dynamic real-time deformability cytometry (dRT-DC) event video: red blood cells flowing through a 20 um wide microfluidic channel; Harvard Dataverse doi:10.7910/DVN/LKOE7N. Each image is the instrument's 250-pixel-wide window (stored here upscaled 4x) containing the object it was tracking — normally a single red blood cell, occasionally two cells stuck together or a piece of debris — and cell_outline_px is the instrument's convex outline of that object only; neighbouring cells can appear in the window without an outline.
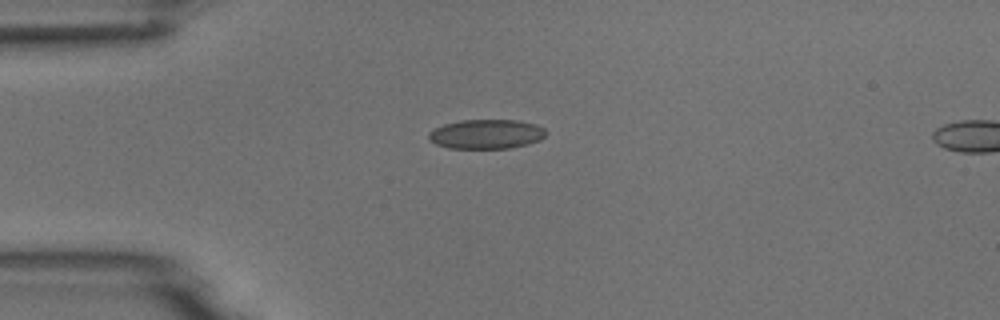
{"species": "common noctule bat (a hibernating species)", "species_latin": "Nyctalus noctula", "temperature_condition": "room temperature", "stored_images_in_passage": 2, "segment_of_instrument_passage": [1, 2], "camera_frame_rate_fps": 3000, "um_per_image_px": 0.085, "animal": {"sex": "male", "body_mass_g": 18.8}, "frame": {"image": 1, "passage_image": 1, "time_ms": 0.0, "image_size_px": [1000, 320], "cell_outline_px": [[548, 132], [540, 140], [528, 144], [508, 148], [448, 148], [436, 144], [428, 140], [428, 132], [444, 124], [460, 120], [516, 120], [536, 124], [544, 128]], "centroid_in_image_um": [41.34, 11.4], "position_along_channel_um": 43.7, "area_um2": 20.17}}